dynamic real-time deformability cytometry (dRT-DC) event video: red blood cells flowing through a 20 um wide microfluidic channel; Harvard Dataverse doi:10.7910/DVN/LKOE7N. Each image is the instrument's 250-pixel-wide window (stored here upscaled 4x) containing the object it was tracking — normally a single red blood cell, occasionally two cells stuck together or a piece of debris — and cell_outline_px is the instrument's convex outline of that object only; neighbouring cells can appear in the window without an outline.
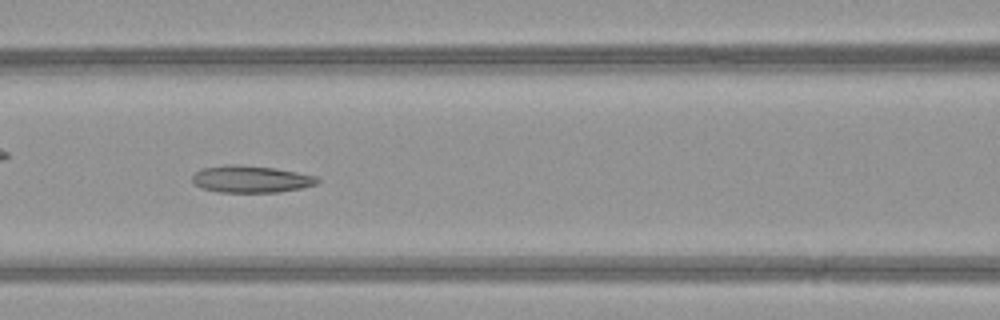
{"species": "common noctule bat (a hibernating species)", "species_latin": "Nyctalus noctula", "temperature_condition": "warm", "stored_images_in_passage": 50, "camera_frame_rate_fps": 3000, "um_per_image_px": 0.085, "animal": {"sex": "female", "body_mass_g": 21.9}, "frame": {"image": 1, "passage_image": 23, "time_ms": 7.333, "image_size_px": [1000, 320], "cell_outline_px": [[320, 180], [316, 184], [300, 188], [276, 192], [216, 192], [200, 188], [192, 180], [192, 176], [200, 168], [228, 164], [232, 164], [276, 168], [316, 176]], "centroid_in_image_um": [21.29, 15.22], "position_along_channel_um": 145.3, "area_um2": 19.65}}
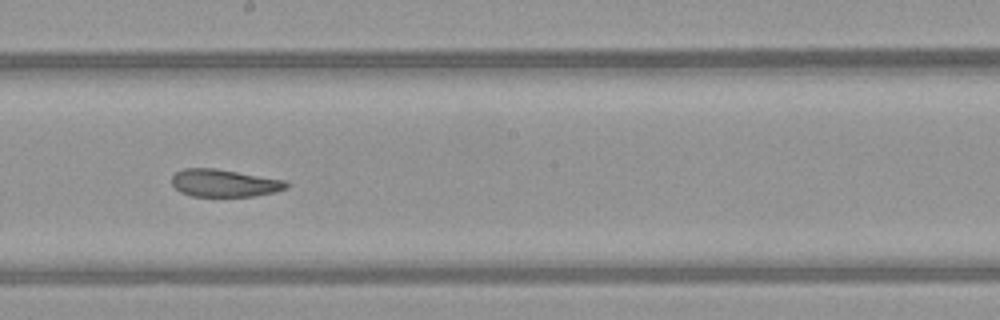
{"frame": {"image": 2, "passage_image": 29, "time_ms": 9.333, "image_size_px": [1000, 320], "cell_outline_px": [[292, 184], [288, 188], [276, 192], [252, 196], [192, 196], [180, 192], [172, 184], [172, 176], [176, 172], [184, 168], [216, 168], [284, 180]], "centroid_in_image_um": [19.09, 15.56], "position_along_channel_um": 229.1, "area_um2": 18.44}}
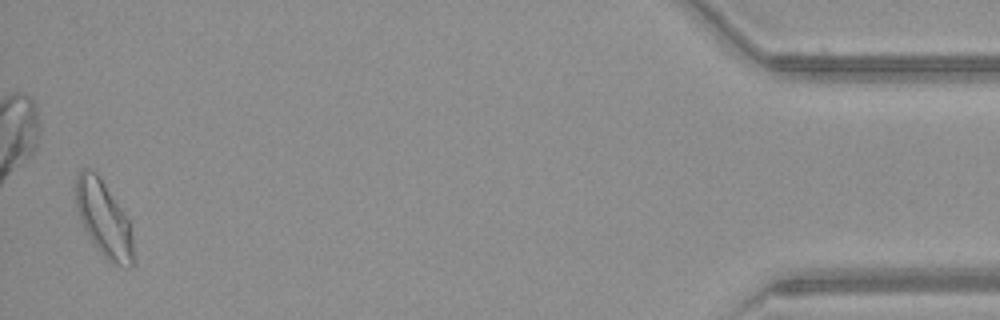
{"frame": {"image": 3, "passage_image": 49, "time_ms": 16.0, "image_size_px": [1000, 320], "cell_outline_px": [[132, 268], [128, 268], [112, 264], [100, 252], [88, 236], [80, 220], [76, 208], [76, 176], [80, 168], [88, 168], [96, 172], [128, 220], [132, 236]], "centroid_in_image_um": [8.78, 18.61], "position_along_channel_um": 426.4, "area_um2": 24.97}, "authors_computed_cell_mechanics": {"area_um2": 22.0507, "velocity_mm_per_s": 4.198, "shape_relaxation_time_tau1_ms": null, "shape_relaxation_time_tau2_ms": 2.898, "deformation_change_tau1": null, "deformation_change_tau2": 0.1041}}